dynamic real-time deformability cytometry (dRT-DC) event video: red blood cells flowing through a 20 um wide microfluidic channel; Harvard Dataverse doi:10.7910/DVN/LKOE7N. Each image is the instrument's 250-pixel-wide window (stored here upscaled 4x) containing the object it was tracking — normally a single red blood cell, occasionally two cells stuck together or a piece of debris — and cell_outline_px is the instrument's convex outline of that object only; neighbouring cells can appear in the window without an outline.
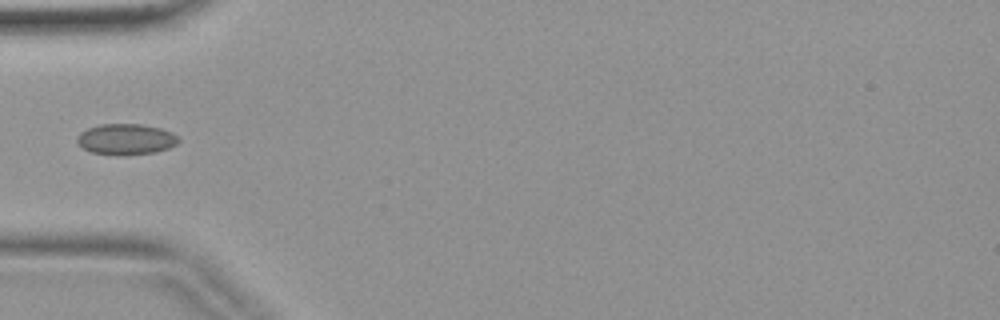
{"species": "common noctule bat (a hibernating species)", "species_latin": "Nyctalus noctula", "temperature_condition": "warm", "stored_images_in_passage": 4, "camera_frame_rate_fps": 3000, "um_per_image_px": 0.085, "animal": {"sex": "female", "body_mass_g": 19.9}, "frame": {"image": 1, "passage_image": 4, "time_ms": 1.0, "image_size_px": [1000, 320], "cell_outline_px": [[180, 140], [176, 144], [168, 148], [156, 152], [120, 156], [92, 152], [84, 148], [76, 140], [76, 136], [80, 132], [88, 128], [100, 124], [140, 124], [160, 128], [172, 132]], "centroid_in_image_um": [10.7, 11.84], "position_along_channel_um": 74.3, "area_um2": 18.26}}